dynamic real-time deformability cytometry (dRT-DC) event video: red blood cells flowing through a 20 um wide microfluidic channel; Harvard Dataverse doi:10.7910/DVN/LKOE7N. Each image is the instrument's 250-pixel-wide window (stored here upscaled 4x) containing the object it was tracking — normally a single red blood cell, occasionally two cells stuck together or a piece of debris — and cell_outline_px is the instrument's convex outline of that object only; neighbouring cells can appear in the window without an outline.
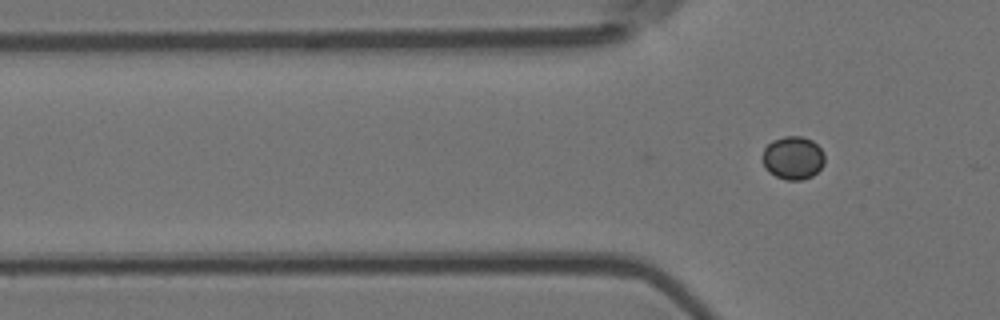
{"species": "Egyptian fruit bat (a non-hibernating species)", "species_latin": "Rousettus aegyptiacus", "temperature_condition": "room temperature", "stored_images_in_passage": 3, "camera_frame_rate_fps": 3000, "um_per_image_px": 0.085, "animal": {"sex": "female"}, "frame": {"image": 1, "passage_image": 3, "time_ms": 0.667, "image_size_px": [1000, 320], "cell_outline_px": [[824, 164], [812, 176], [800, 180], [788, 180], [776, 176], [768, 172], [764, 168], [760, 156], [764, 148], [772, 140], [784, 136], [800, 136], [812, 140], [824, 152]], "centroid_in_image_um": [67.36, 13.41], "position_along_channel_um": 58.4, "area_um2": 15.84}}